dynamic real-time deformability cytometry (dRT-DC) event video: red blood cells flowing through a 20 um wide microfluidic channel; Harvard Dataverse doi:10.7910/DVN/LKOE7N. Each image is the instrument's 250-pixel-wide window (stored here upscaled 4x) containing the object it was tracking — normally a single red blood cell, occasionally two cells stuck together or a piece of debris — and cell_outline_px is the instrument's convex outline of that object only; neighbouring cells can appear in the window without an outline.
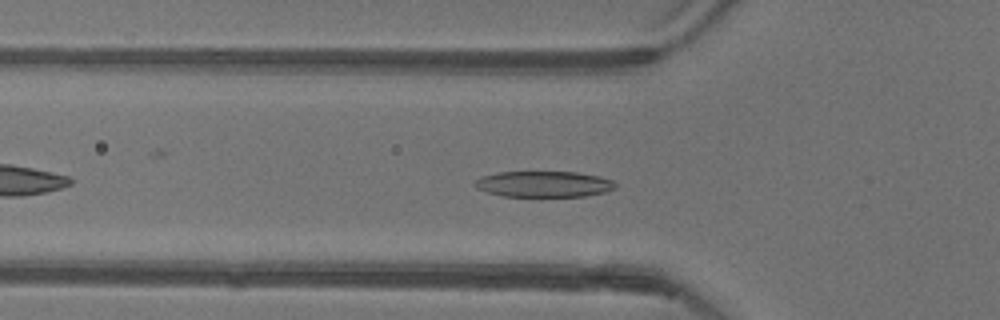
{"species": "common noctule bat (a hibernating species)", "species_latin": "Nyctalus noctula", "temperature_condition": "warm", "stored_images_in_passage": 44, "camera_frame_rate_fps": 3000, "um_per_image_px": 0.085, "animal": {"sex": "female"}, "frame": {"image": 1, "passage_image": 8, "time_ms": 2.333, "image_size_px": [1000, 320], "cell_outline_px": [[616, 188], [604, 192], [584, 196], [504, 196], [488, 192], [476, 188], [476, 180], [480, 176], [496, 172], [576, 172], [600, 176], [612, 180], [616, 184]], "centroid_in_image_um": [46.23, 15.64], "position_along_channel_um": 79.6, "area_um2": 21.15}}
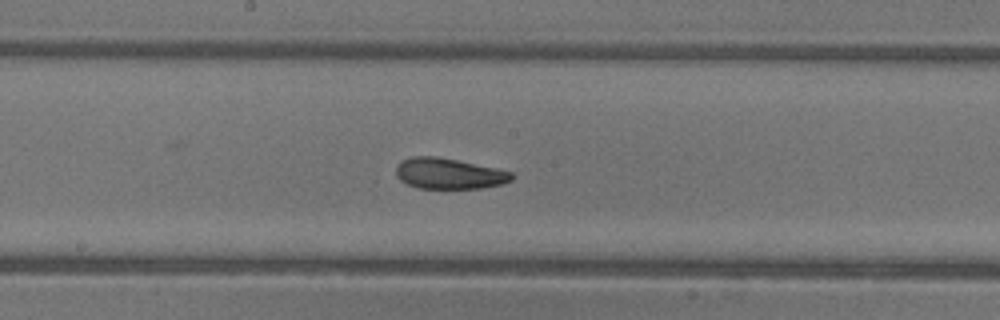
{"frame": {"image": 2, "passage_image": 18, "time_ms": 5.667, "image_size_px": [1000, 320], "cell_outline_px": [[512, 180], [504, 184], [480, 188], [420, 188], [408, 184], [400, 180], [396, 176], [396, 164], [400, 160], [412, 156], [436, 156], [456, 160], [512, 172]], "centroid_in_image_um": [38.11, 14.75], "position_along_channel_um": 210.1, "area_um2": 20.63}}
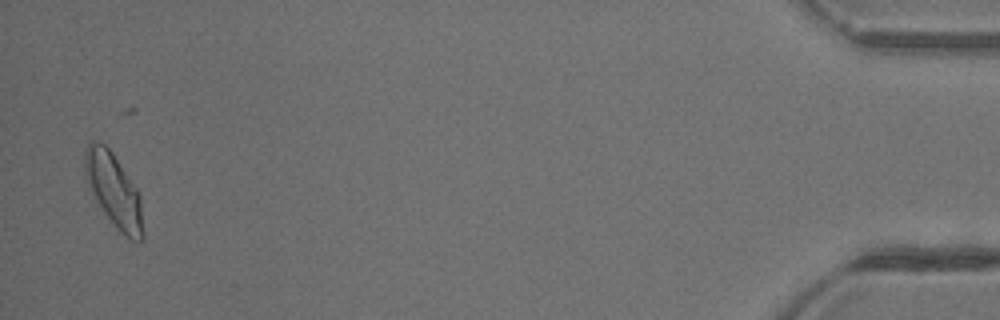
{"frame": {"image": 3, "passage_image": 42, "time_ms": 13.667, "image_size_px": [1000, 320], "cell_outline_px": [[144, 236], [140, 240], [132, 240], [120, 232], [104, 212], [96, 200], [84, 176], [84, 152], [88, 144], [92, 140], [100, 140], [112, 152], [136, 188], [140, 196], [144, 232]], "centroid_in_image_um": [9.66, 16.15], "position_along_channel_um": 425.5, "area_um2": 24.74}, "authors_computed_cell_mechanics": {"area_um2": 21.4727, "velocity_mm_per_s": 3.8842, "shape_relaxation_time_tau1_ms": 4.1558, "shape_relaxation_time_tau2_ms": 2.79, "deformation_change_tau1": 0.1645, "deformation_change_tau2": 0.1005}}